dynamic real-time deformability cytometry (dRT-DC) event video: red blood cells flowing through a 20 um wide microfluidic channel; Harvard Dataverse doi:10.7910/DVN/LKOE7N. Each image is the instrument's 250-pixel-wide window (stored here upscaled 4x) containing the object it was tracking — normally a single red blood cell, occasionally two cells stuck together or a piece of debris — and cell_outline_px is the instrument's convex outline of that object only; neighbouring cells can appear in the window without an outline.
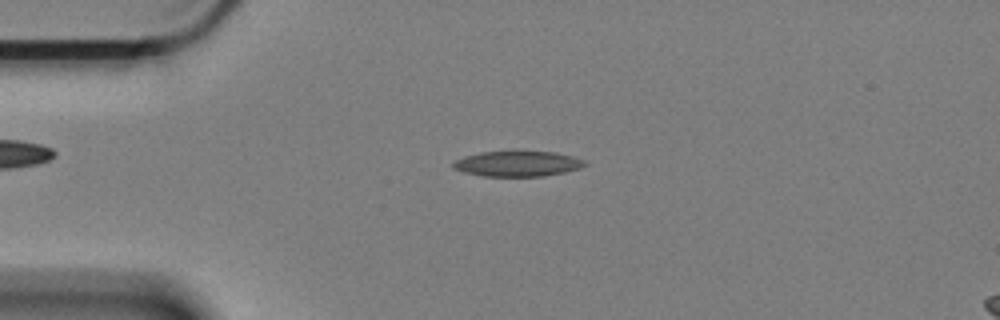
{"species": "Egyptian fruit bat (a non-hibernating species)", "species_latin": "Rousettus aegyptiacus", "temperature_condition": "cold", "stored_images_in_passage": 54, "camera_frame_rate_fps": 3000, "um_per_image_px": 0.085, "animal": {"sex": "female"}, "frame": {"image": 1, "passage_image": 8, "time_ms": 2.333, "image_size_px": [1000, 320], "cell_outline_px": [[588, 164], [564, 172], [544, 176], [484, 176], [464, 172], [452, 168], [452, 164], [456, 160], [464, 156], [480, 152], [556, 152], [572, 156], [584, 160]], "centroid_in_image_um": [43.97, 13.92], "position_along_channel_um": 41.0, "area_um2": 19.19}}
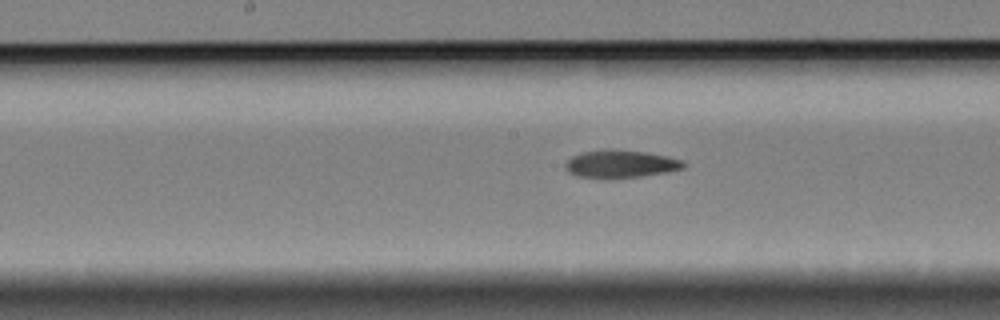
{"frame": {"image": 2, "passage_image": 24, "time_ms": 7.667, "image_size_px": [1000, 320], "cell_outline_px": [[684, 168], [668, 172], [640, 176], [604, 180], [580, 176], [568, 172], [564, 168], [564, 164], [572, 156], [584, 152], [604, 148], [644, 152], [668, 156], [680, 160], [684, 164]], "centroid_in_image_um": [52.7, 13.95], "position_along_channel_um": 195.5, "area_um2": 19.31}}
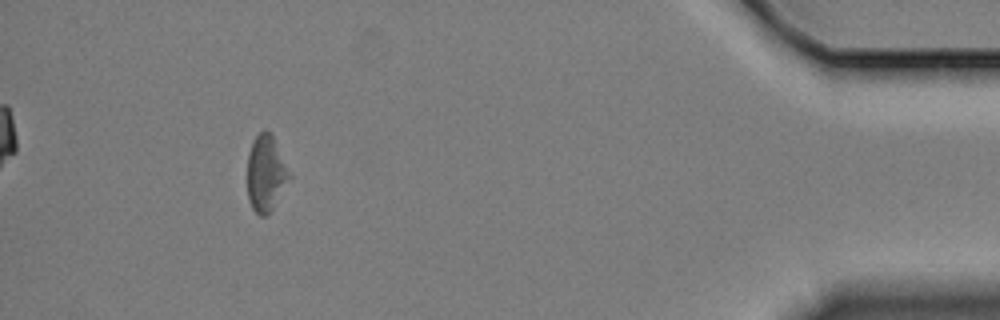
{"frame": {"image": 3, "passage_image": 49, "time_ms": 16.0, "image_size_px": [1000, 320], "cell_outline_px": [[292, 176], [272, 208], [264, 216], [260, 216], [252, 208], [248, 200], [248, 156], [252, 144], [256, 136], [260, 132], [268, 132], [272, 136]], "centroid_in_image_um": [22.6, 14.77], "position_along_channel_um": 412.6, "area_um2": 18.09}, "authors_computed_cell_mechanics": {"area_um2": 19.2763, "velocity_mm_per_s": 3.3157, "shape_relaxation_time_tau1_ms": 6.7608, "shape_relaxation_time_tau2_ms": 6.0192, "deformation_change_tau1": 0.1358, "deformation_change_tau2": 0.1395}}